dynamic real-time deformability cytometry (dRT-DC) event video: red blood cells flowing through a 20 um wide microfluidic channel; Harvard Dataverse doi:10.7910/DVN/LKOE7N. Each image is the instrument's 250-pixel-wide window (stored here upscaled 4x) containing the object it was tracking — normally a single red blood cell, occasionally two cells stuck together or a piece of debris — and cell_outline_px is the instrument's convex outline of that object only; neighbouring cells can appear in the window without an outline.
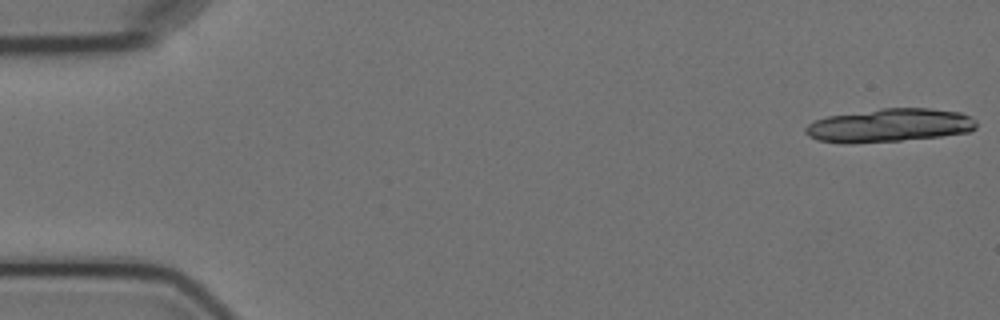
{"species": "Egyptian fruit bat (a non-hibernating species)", "species_latin": "Rousettus aegyptiacus", "temperature_condition": "cold", "stored_images_in_passage": 9, "camera_frame_rate_fps": 3000, "um_per_image_px": 0.085, "animal": {"sex": "female"}, "frame": {"image": 1, "passage_image": 1, "time_ms": 0.0, "image_size_px": [1000, 320], "cell_outline_px": [[976, 128], [968, 132], [940, 136], [900, 140], [848, 144], [840, 144], [816, 140], [808, 136], [804, 132], [804, 128], [812, 120], [828, 116], [880, 108], [928, 108], [960, 112], [972, 116], [976, 120]], "centroid_in_image_um": [75.55, 10.65], "position_along_channel_um": 9.5, "area_um2": 33.58}}
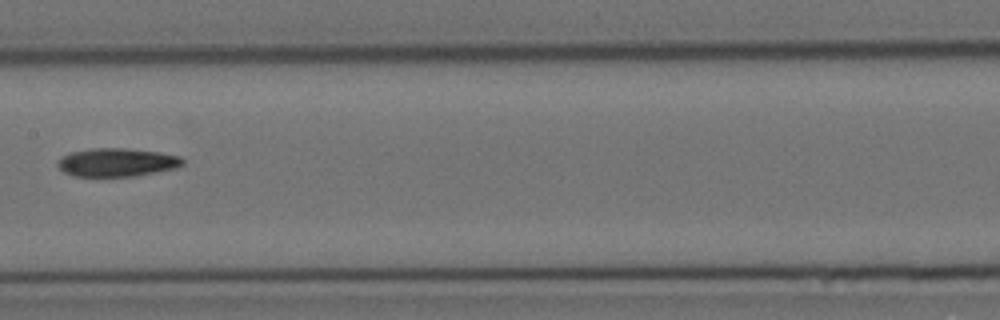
{"frame": {"image": 2, "passage_image": 8, "time_ms": 9.333, "image_size_px": [1000, 320], "cell_outline_px": [[184, 164], [176, 168], [136, 176], [72, 176], [64, 172], [56, 164], [60, 156], [68, 152], [92, 148], [124, 148], [160, 152], [180, 156], [184, 160]], "centroid_in_image_um": [9.91, 13.79], "position_along_channel_um": 197.5, "area_um2": 20.87}}
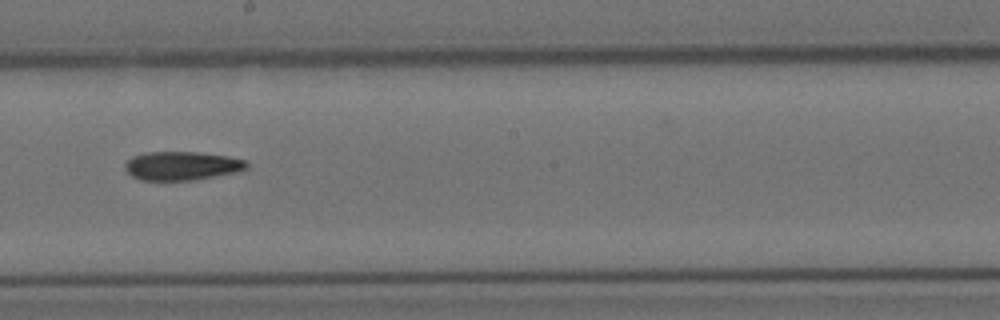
{"frame": {"image": 3, "passage_image": 9, "time_ms": 10.333, "image_size_px": [1000, 320], "cell_outline_px": [[248, 168], [236, 172], [216, 176], [192, 180], [140, 180], [132, 176], [124, 168], [124, 164], [132, 156], [144, 152], [196, 152], [228, 156], [248, 160]], "centroid_in_image_um": [15.46, 14.09], "position_along_channel_um": 232.7, "area_um2": 20.46}}